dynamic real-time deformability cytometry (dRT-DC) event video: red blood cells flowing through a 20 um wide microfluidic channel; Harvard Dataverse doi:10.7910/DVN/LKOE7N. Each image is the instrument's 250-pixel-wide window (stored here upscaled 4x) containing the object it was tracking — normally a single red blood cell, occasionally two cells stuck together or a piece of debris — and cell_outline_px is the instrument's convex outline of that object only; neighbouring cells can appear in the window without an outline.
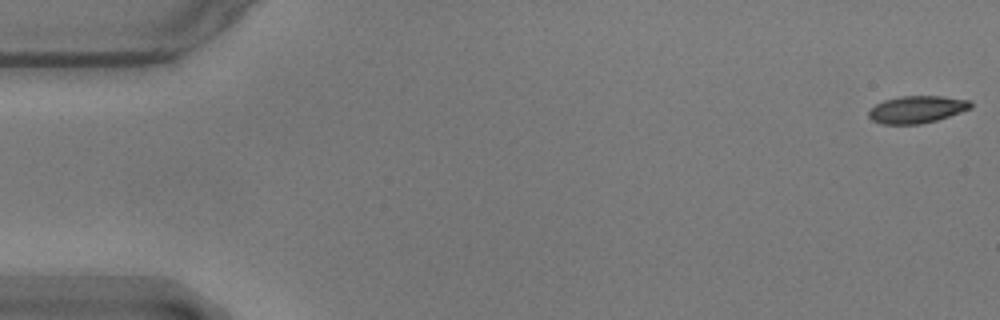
{"species": "common noctule bat (a hibernating species)", "species_latin": "Nyctalus noctula", "temperature_condition": "warm", "stored_images_in_passage": 57, "camera_frame_rate_fps": 3000, "um_per_image_px": 0.085, "animal": {"sex": "male", "body_mass_g": 17.9}, "frame": {"image": 1, "passage_image": 1, "time_ms": 0.0, "image_size_px": [1000, 320], "cell_outline_px": [[972, 108], [936, 120], [920, 124], [880, 124], [872, 120], [868, 116], [868, 112], [876, 104], [884, 100], [900, 96], [940, 96], [968, 100], [972, 104]], "centroid_in_image_um": [77.9, 9.3], "position_along_channel_um": 7.1, "area_um2": 16.07}}
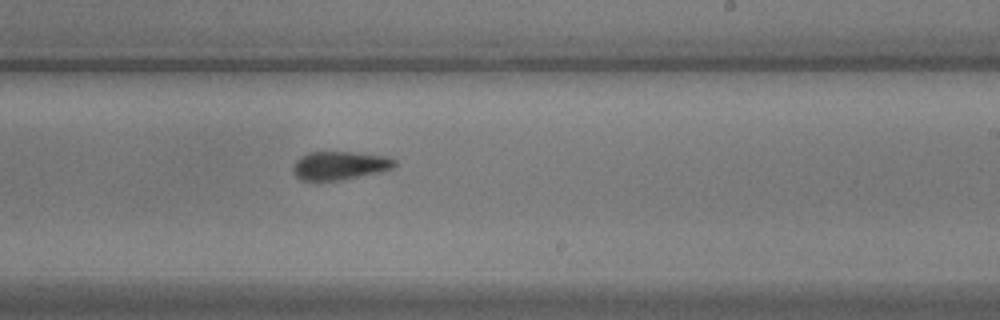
{"frame": {"image": 2, "passage_image": 34, "time_ms": 11.0, "image_size_px": [1000, 320], "cell_outline_px": [[396, 164], [392, 168], [380, 172], [320, 184], [316, 184], [300, 180], [292, 172], [292, 164], [300, 156], [308, 152], [352, 152], [388, 156], [396, 160]], "centroid_in_image_um": [28.79, 14.11], "position_along_channel_um": 260.2, "area_um2": 17.57}}
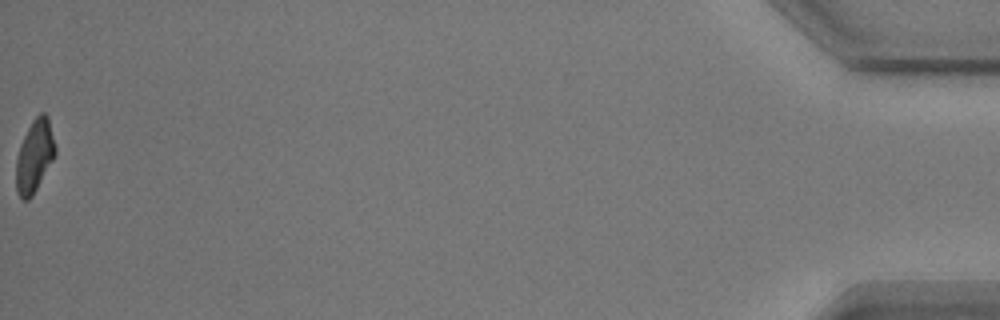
{"frame": {"image": 3, "passage_image": 57, "time_ms": 18.667, "image_size_px": [1000, 320], "cell_outline_px": [[56, 152], [52, 160], [32, 196], [28, 200], [24, 200], [16, 192], [16, 160], [20, 144], [32, 120], [40, 112], [44, 112], [48, 116], [56, 148]], "centroid_in_image_um": [2.92, 13.24], "position_along_channel_um": 432.3, "area_um2": 16.36}, "authors_computed_cell_mechanics": {"area_um2": 17.1666, "velocity_mm_per_s": 3.5603, "shape_relaxation_time_tau1_ms": 2.6258, "shape_relaxation_time_tau2_ms": 5.7595, "deformation_change_tau1": 0.1288, "deformation_change_tau2": 0.1057}}